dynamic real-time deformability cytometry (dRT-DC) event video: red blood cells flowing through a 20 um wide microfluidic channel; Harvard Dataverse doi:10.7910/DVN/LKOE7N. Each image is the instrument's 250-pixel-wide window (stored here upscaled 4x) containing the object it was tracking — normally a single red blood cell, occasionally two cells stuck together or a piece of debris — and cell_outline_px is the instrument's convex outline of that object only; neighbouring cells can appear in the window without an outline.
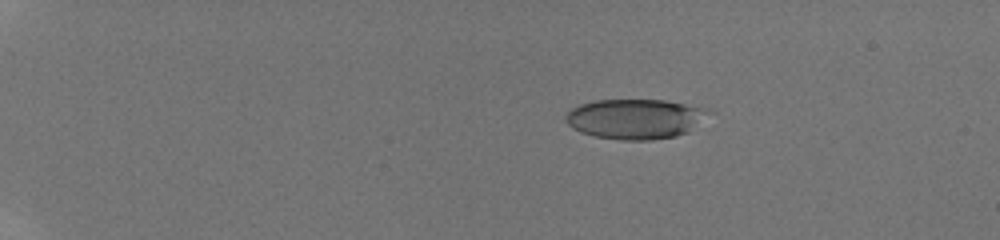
{"species": "human", "species_latin": "Homo sapiens", "temperature_condition": "room temperature", "stored_images_in_passage": 37, "camera_frame_rate_fps": 3000, "um_per_image_px": 0.085, "donor": {"sex": "male"}, "frame": {"image": 1, "passage_image": 21, "time_ms": 3.667, "image_size_px": [1000, 240], "cell_outline_px": [[716, 112], [688, 132], [676, 136], [652, 140], [620, 140], [596, 136], [580, 132], [572, 128], [568, 124], [564, 116], [572, 108], [580, 104], [596, 100], [664, 100], [708, 108]], "centroid_in_image_um": [54.06, 10.1], "position_along_channel_um": 30.9, "area_um2": 33.7}}
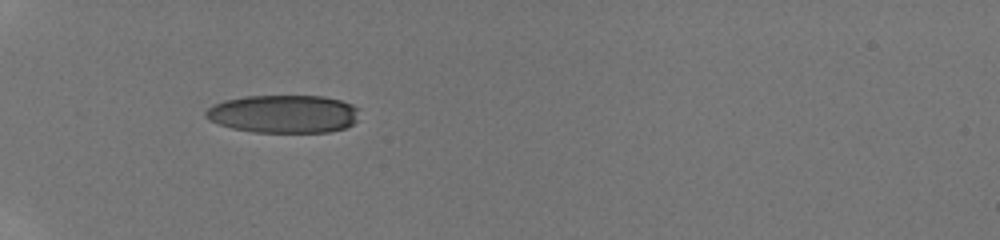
{"frame": {"image": 2, "passage_image": 36, "time_ms": 6.667, "image_size_px": [1000, 240], "cell_outline_px": [[360, 108], [356, 120], [352, 124], [344, 128], [328, 132], [252, 132], [232, 128], [208, 120], [204, 116], [204, 112], [212, 104], [224, 100], [244, 96], [324, 96], [340, 100], [352, 104]], "centroid_in_image_um": [24.09, 9.68], "position_along_channel_um": 60.9, "area_um2": 34.28}}